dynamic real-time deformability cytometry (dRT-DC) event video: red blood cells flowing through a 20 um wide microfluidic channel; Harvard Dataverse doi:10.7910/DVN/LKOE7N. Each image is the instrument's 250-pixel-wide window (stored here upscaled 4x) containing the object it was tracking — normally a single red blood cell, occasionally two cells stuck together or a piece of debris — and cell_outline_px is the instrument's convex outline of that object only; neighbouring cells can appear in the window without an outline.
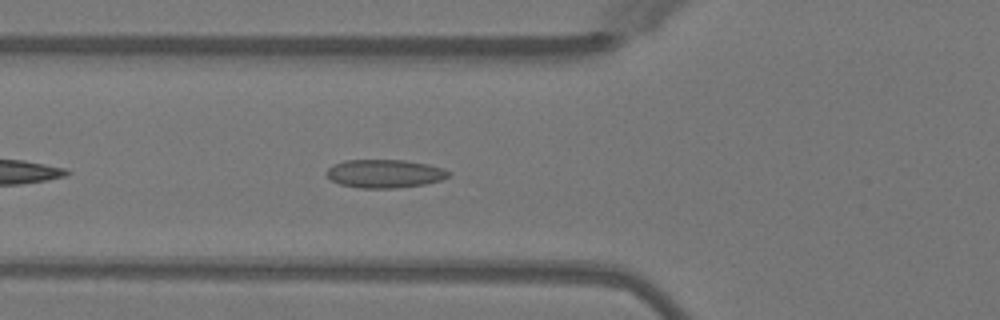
{"species": "Egyptian fruit bat (a non-hibernating species)", "species_latin": "Rousettus aegyptiacus", "temperature_condition": "warm", "stored_images_in_passage": 37, "camera_frame_rate_fps": 3000, "um_per_image_px": 0.085, "animal": {"sex": "female"}, "frame": {"image": 1, "passage_image": 5, "time_ms": 1.333, "image_size_px": [1000, 320], "cell_outline_px": [[452, 172], [448, 176], [440, 180], [424, 184], [396, 188], [360, 188], [340, 184], [332, 180], [324, 172], [332, 164], [344, 160], [404, 160], [428, 164], [444, 168]], "centroid_in_image_um": [32.68, 14.75], "position_along_channel_um": 93.1, "area_um2": 20.23}}
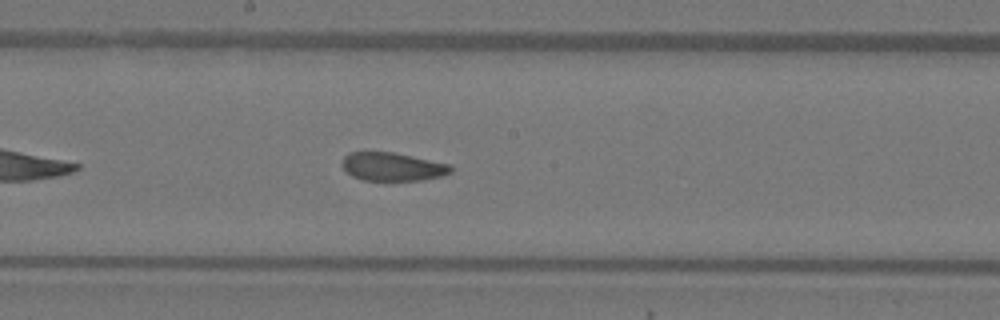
{"frame": {"image": 2, "passage_image": 14, "time_ms": 4.333, "image_size_px": [1000, 320], "cell_outline_px": [[452, 172], [444, 176], [420, 180], [364, 180], [352, 176], [340, 164], [344, 156], [348, 152], [392, 152], [452, 164]], "centroid_in_image_um": [33.38, 14.16], "position_along_channel_um": 214.8, "area_um2": 18.03}}
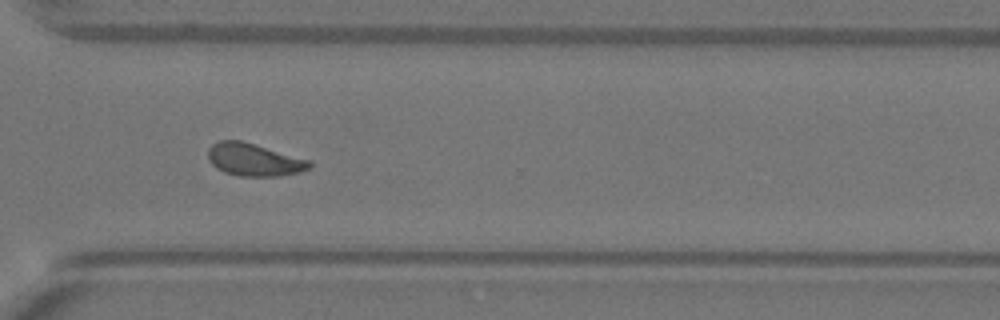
{"frame": {"image": 3, "passage_image": 24, "time_ms": 7.667, "image_size_px": [1000, 320], "cell_outline_px": [[312, 168], [300, 172], [280, 176], [240, 176], [224, 172], [216, 168], [208, 160], [208, 148], [212, 144], [220, 140], [240, 140], [312, 160]], "centroid_in_image_um": [21.62, 13.58], "position_along_channel_um": 349.0, "area_um2": 19.48}, "authors_computed_cell_mechanics": {"area_um2": 19.074, "velocity_mm_per_s": 4.0464, "shape_relaxation_time_tau1_ms": null, "shape_relaxation_time_tau2_ms": 1.613, "deformation_change_tau1": null, "deformation_change_tau2": 0.0712}}